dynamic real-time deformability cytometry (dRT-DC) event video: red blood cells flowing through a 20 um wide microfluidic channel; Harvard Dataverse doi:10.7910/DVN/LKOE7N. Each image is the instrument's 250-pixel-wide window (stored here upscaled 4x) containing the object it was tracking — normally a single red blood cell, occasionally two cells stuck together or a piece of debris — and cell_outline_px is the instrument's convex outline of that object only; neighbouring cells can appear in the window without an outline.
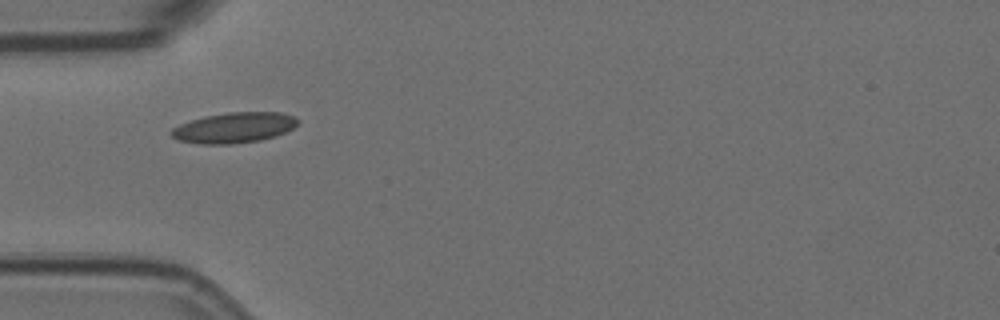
{"species": "Egyptian fruit bat (a non-hibernating species)", "species_latin": "Rousettus aegyptiacus", "temperature_condition": "room temperature", "stored_images_in_passage": 40, "camera_frame_rate_fps": 3000, "um_per_image_px": 0.085, "animal": {"sex": "female"}, "frame": {"image": 1, "passage_image": 1, "time_ms": 0.0, "image_size_px": [1000, 320], "cell_outline_px": [[300, 120], [292, 128], [276, 136], [260, 140], [232, 144], [200, 144], [176, 140], [168, 132], [172, 128], [180, 124], [204, 116], [228, 112], [280, 112], [292, 116]], "centroid_in_image_um": [19.86, 10.86], "position_along_channel_um": 65.1, "area_um2": 22.48}}
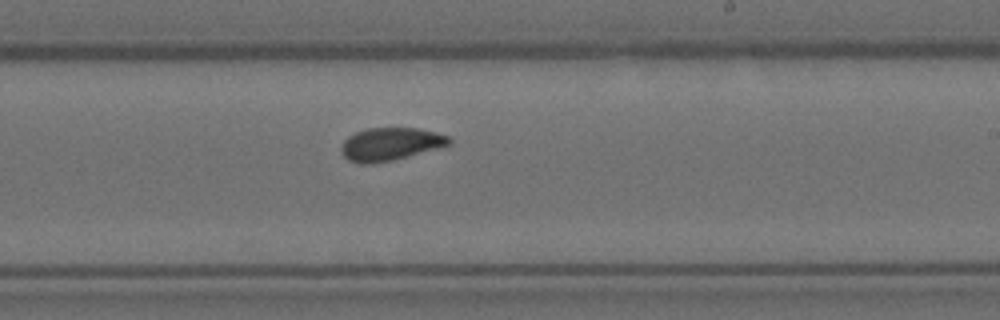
{"frame": {"image": 2, "passage_image": 17, "time_ms": 5.333, "image_size_px": [1000, 320], "cell_outline_px": [[452, 144], [392, 160], [372, 164], [360, 164], [348, 160], [344, 156], [340, 148], [340, 144], [348, 136], [356, 132], [368, 128], [416, 128], [436, 132], [448, 136], [452, 140]], "centroid_in_image_um": [33.15, 12.25], "position_along_channel_um": 255.8, "area_um2": 20.63}}
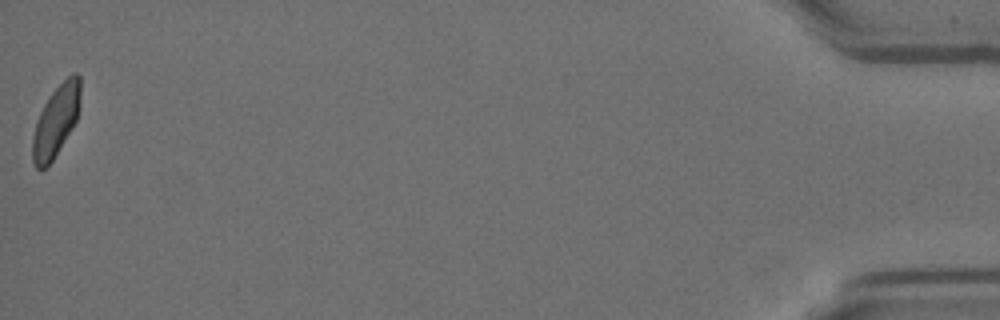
{"frame": {"image": 3, "passage_image": 40, "time_ms": 13.0, "image_size_px": [1000, 320], "cell_outline_px": [[80, 108], [76, 120], [72, 128], [52, 160], [44, 168], [36, 168], [32, 160], [32, 136], [36, 120], [44, 104], [52, 92], [72, 72], [76, 72], [80, 76]], "centroid_in_image_um": [4.76, 10.25], "position_along_channel_um": 430.4, "area_um2": 19.71}, "authors_computed_cell_mechanics": {"area_um2": 20.4901, "velocity_mm_per_s": 3.5759, "shape_relaxation_time_tau1_ms": 6.3123, "shape_relaxation_time_tau2_ms": 1.3159, "deformation_change_tau1": 0.1453, "deformation_change_tau2": 0.0574}}